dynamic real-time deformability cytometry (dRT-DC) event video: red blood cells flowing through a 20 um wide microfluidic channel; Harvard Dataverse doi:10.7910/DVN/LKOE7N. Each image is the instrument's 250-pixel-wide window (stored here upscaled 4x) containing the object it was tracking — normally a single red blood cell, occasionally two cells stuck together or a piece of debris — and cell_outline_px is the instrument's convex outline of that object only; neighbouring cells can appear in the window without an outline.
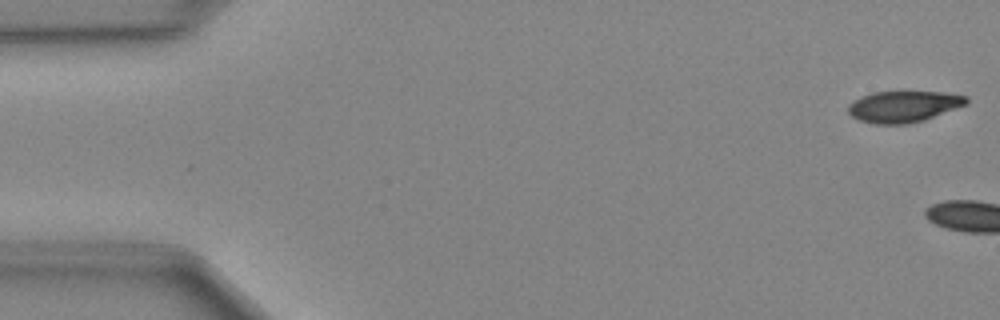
{"species": "Egyptian fruit bat (a non-hibernating species)", "species_latin": "Rousettus aegyptiacus", "temperature_condition": "cold", "stored_images_in_passage": 8, "camera_frame_rate_fps": 3000, "um_per_image_px": 0.085, "animal": {"sex": "female"}, "frame": {"image": 1, "passage_image": 1, "time_ms": 0.0, "image_size_px": [1000, 320], "cell_outline_px": [[968, 104], [924, 120], [908, 124], [876, 124], [860, 120], [852, 116], [848, 112], [848, 104], [860, 96], [872, 92], [944, 92], [968, 96]], "centroid_in_image_um": [76.81, 9.05], "position_along_channel_um": 8.2, "area_um2": 21.62}}